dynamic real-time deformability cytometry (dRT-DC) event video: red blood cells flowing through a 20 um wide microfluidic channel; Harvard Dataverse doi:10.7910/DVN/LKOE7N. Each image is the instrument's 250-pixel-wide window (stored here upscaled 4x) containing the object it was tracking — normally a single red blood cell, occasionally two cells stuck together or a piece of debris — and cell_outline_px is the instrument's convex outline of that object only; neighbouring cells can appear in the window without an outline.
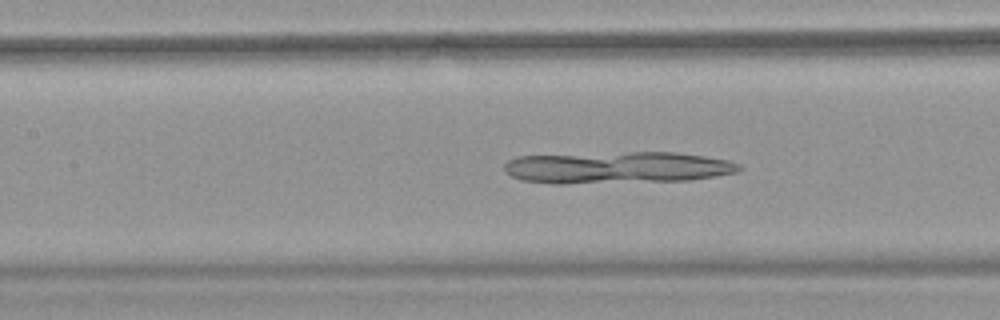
{"species": "common noctule bat (a hibernating species)", "species_latin": "Nyctalus noctula", "temperature_condition": "warm", "stored_images_in_passage": 49, "camera_frame_rate_fps": 3000, "um_per_image_px": 0.085, "animal": {"sex": "female", "body_mass_g": 18.4}, "frame": {"image": 1, "passage_image": 21, "time_ms": 6.667, "image_size_px": [1000, 320], "cell_outline_px": [[740, 168], [736, 172], [716, 176], [692, 180], [564, 184], [552, 184], [524, 180], [512, 176], [504, 172], [504, 164], [508, 160], [516, 156], [632, 152], [676, 152], [704, 156], [728, 160], [740, 164]], "centroid_in_image_um": [52.44, 14.25], "position_along_channel_um": 155.0, "area_um2": 43.7}}
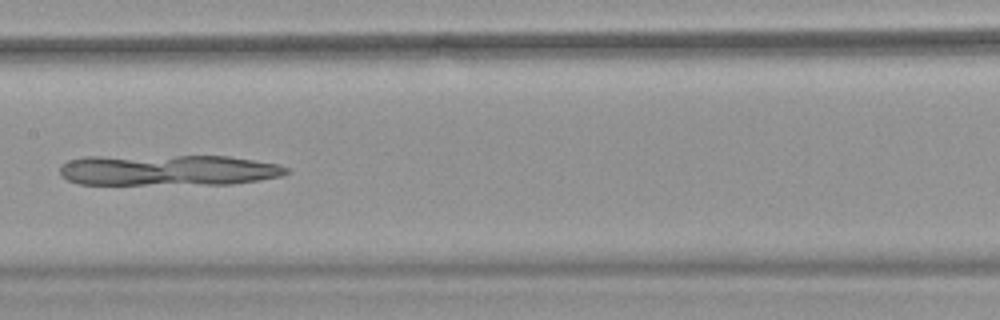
{"frame": {"image": 2, "passage_image": 24, "time_ms": 7.667, "image_size_px": [1000, 320], "cell_outline_px": [[292, 172], [280, 176], [260, 180], [232, 184], [80, 184], [68, 180], [60, 176], [60, 168], [68, 160], [84, 156], [228, 156], [280, 164], [288, 168]], "centroid_in_image_um": [14.31, 14.46], "position_along_channel_um": 193.1, "area_um2": 41.1}}
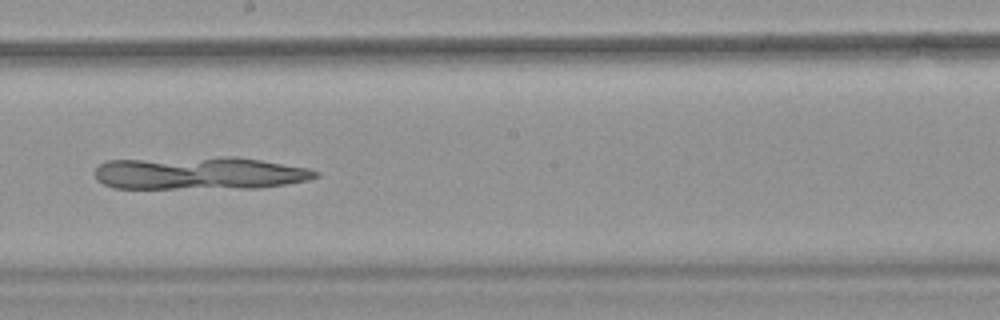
{"frame": {"image": 3, "passage_image": 27, "time_ms": 8.667, "image_size_px": [1000, 320], "cell_outline_px": [[320, 176], [308, 180], [260, 188], [112, 188], [96, 180], [92, 172], [100, 164], [108, 160], [224, 156], [236, 156], [308, 168], [320, 172]], "centroid_in_image_um": [16.93, 14.71], "position_along_channel_um": 231.3, "area_um2": 42.6}}